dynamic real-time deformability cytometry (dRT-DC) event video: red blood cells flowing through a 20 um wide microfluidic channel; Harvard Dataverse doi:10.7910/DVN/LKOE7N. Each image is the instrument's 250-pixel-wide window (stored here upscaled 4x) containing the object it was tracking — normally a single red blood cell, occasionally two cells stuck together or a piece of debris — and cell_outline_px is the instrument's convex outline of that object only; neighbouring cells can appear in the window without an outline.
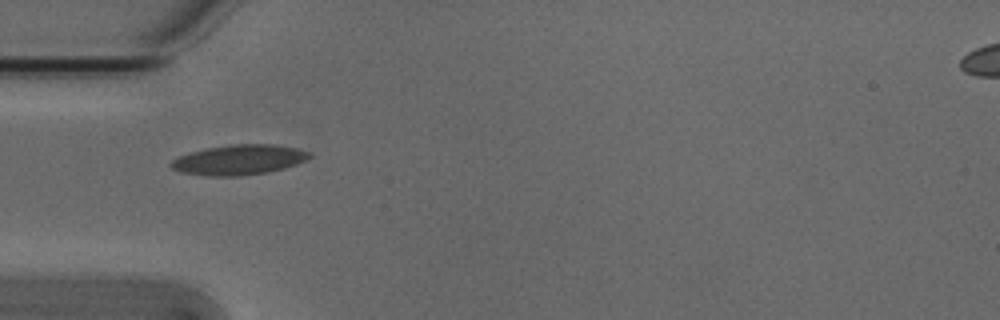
{"species": "Egyptian fruit bat (a non-hibernating species)", "species_latin": "Rousettus aegyptiacus", "temperature_condition": "cold", "stored_images_in_passage": 6, "camera_frame_rate_fps": 3000, "um_per_image_px": 0.085, "animal": {"sex": "male"}, "frame": {"image": 1, "passage_image": 4, "time_ms": 1.0, "image_size_px": [1000, 320], "cell_outline_px": [[312, 156], [296, 164], [284, 168], [264, 172], [240, 176], [208, 176], [180, 172], [172, 168], [168, 164], [176, 156], [208, 148], [232, 144], [276, 144], [296, 148], [308, 152]], "centroid_in_image_um": [20.27, 13.58], "position_along_channel_um": 64.7, "area_um2": 24.1}}
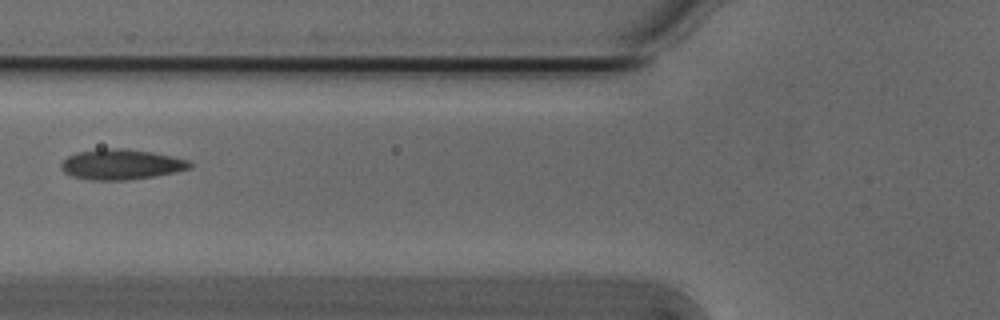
{"frame": {"image": 2, "passage_image": 5, "time_ms": 1.333, "image_size_px": [1000, 320], "cell_outline_px": [[192, 168], [156, 176], [128, 180], [88, 180], [72, 176], [64, 172], [60, 168], [60, 164], [68, 156], [76, 152], [104, 148], [128, 148], [152, 152], [172, 156], [188, 160], [192, 164]], "centroid_in_image_um": [10.29, 13.97], "position_along_channel_um": 115.5, "area_um2": 22.95}}